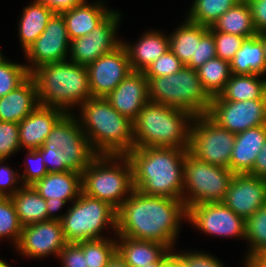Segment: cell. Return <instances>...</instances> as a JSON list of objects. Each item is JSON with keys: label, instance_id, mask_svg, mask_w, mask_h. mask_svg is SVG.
<instances>
[{"label": "cell", "instance_id": "obj_1", "mask_svg": "<svg viewBox=\"0 0 266 267\" xmlns=\"http://www.w3.org/2000/svg\"><path fill=\"white\" fill-rule=\"evenodd\" d=\"M185 217L188 209L182 200L148 196L134 189L117 209L116 235L159 242L172 250Z\"/></svg>", "mask_w": 266, "mask_h": 267}, {"label": "cell", "instance_id": "obj_2", "mask_svg": "<svg viewBox=\"0 0 266 267\" xmlns=\"http://www.w3.org/2000/svg\"><path fill=\"white\" fill-rule=\"evenodd\" d=\"M189 149L134 147L126 156L132 166L133 187L148 196L182 200L184 163Z\"/></svg>", "mask_w": 266, "mask_h": 267}, {"label": "cell", "instance_id": "obj_3", "mask_svg": "<svg viewBox=\"0 0 266 267\" xmlns=\"http://www.w3.org/2000/svg\"><path fill=\"white\" fill-rule=\"evenodd\" d=\"M80 107V125L97 155H126L134 148L133 122L105 98L92 97Z\"/></svg>", "mask_w": 266, "mask_h": 267}, {"label": "cell", "instance_id": "obj_4", "mask_svg": "<svg viewBox=\"0 0 266 267\" xmlns=\"http://www.w3.org/2000/svg\"><path fill=\"white\" fill-rule=\"evenodd\" d=\"M36 81L40 105L59 108L65 113L76 104L92 98L87 68L75 62L44 64L30 74Z\"/></svg>", "mask_w": 266, "mask_h": 267}, {"label": "cell", "instance_id": "obj_5", "mask_svg": "<svg viewBox=\"0 0 266 267\" xmlns=\"http://www.w3.org/2000/svg\"><path fill=\"white\" fill-rule=\"evenodd\" d=\"M193 118L184 110L149 101L133 122L134 147L189 149Z\"/></svg>", "mask_w": 266, "mask_h": 267}, {"label": "cell", "instance_id": "obj_6", "mask_svg": "<svg viewBox=\"0 0 266 267\" xmlns=\"http://www.w3.org/2000/svg\"><path fill=\"white\" fill-rule=\"evenodd\" d=\"M48 172L74 171L82 174L97 156L79 119L65 113L52 127L44 144L37 149Z\"/></svg>", "mask_w": 266, "mask_h": 267}, {"label": "cell", "instance_id": "obj_7", "mask_svg": "<svg viewBox=\"0 0 266 267\" xmlns=\"http://www.w3.org/2000/svg\"><path fill=\"white\" fill-rule=\"evenodd\" d=\"M133 190L132 166L126 155H97L82 173V192L116 210Z\"/></svg>", "mask_w": 266, "mask_h": 267}, {"label": "cell", "instance_id": "obj_8", "mask_svg": "<svg viewBox=\"0 0 266 267\" xmlns=\"http://www.w3.org/2000/svg\"><path fill=\"white\" fill-rule=\"evenodd\" d=\"M146 78L150 102L184 110L194 117L209 111L212 98L203 88L196 70L183 65L175 74Z\"/></svg>", "mask_w": 266, "mask_h": 267}, {"label": "cell", "instance_id": "obj_9", "mask_svg": "<svg viewBox=\"0 0 266 267\" xmlns=\"http://www.w3.org/2000/svg\"><path fill=\"white\" fill-rule=\"evenodd\" d=\"M73 202V206L68 208L67 214H63L60 220L68 243L102 239L101 231L107 225L116 231L117 210L108 202L83 192Z\"/></svg>", "mask_w": 266, "mask_h": 267}, {"label": "cell", "instance_id": "obj_10", "mask_svg": "<svg viewBox=\"0 0 266 267\" xmlns=\"http://www.w3.org/2000/svg\"><path fill=\"white\" fill-rule=\"evenodd\" d=\"M183 175L182 201L188 209L196 204L223 202L235 174L229 168L201 161L188 151ZM185 190L190 192L188 196Z\"/></svg>", "mask_w": 266, "mask_h": 267}, {"label": "cell", "instance_id": "obj_11", "mask_svg": "<svg viewBox=\"0 0 266 267\" xmlns=\"http://www.w3.org/2000/svg\"><path fill=\"white\" fill-rule=\"evenodd\" d=\"M189 152L197 159L229 168L236 134L219 126L207 114L193 118Z\"/></svg>", "mask_w": 266, "mask_h": 267}, {"label": "cell", "instance_id": "obj_12", "mask_svg": "<svg viewBox=\"0 0 266 267\" xmlns=\"http://www.w3.org/2000/svg\"><path fill=\"white\" fill-rule=\"evenodd\" d=\"M207 115L219 126L238 134L266 124V99L230 101L213 97Z\"/></svg>", "mask_w": 266, "mask_h": 267}, {"label": "cell", "instance_id": "obj_13", "mask_svg": "<svg viewBox=\"0 0 266 267\" xmlns=\"http://www.w3.org/2000/svg\"><path fill=\"white\" fill-rule=\"evenodd\" d=\"M70 42L66 22L62 14H54L43 33L25 51L32 66L26 65L31 74L38 67L54 62L67 60Z\"/></svg>", "mask_w": 266, "mask_h": 267}, {"label": "cell", "instance_id": "obj_14", "mask_svg": "<svg viewBox=\"0 0 266 267\" xmlns=\"http://www.w3.org/2000/svg\"><path fill=\"white\" fill-rule=\"evenodd\" d=\"M197 229L217 236L239 237L245 239L246 220L235 214L223 202L192 205L188 217Z\"/></svg>", "mask_w": 266, "mask_h": 267}, {"label": "cell", "instance_id": "obj_15", "mask_svg": "<svg viewBox=\"0 0 266 267\" xmlns=\"http://www.w3.org/2000/svg\"><path fill=\"white\" fill-rule=\"evenodd\" d=\"M119 12H112L100 25L86 36L71 40L70 61L87 66L100 56L116 49L122 41L116 39Z\"/></svg>", "mask_w": 266, "mask_h": 267}, {"label": "cell", "instance_id": "obj_16", "mask_svg": "<svg viewBox=\"0 0 266 267\" xmlns=\"http://www.w3.org/2000/svg\"><path fill=\"white\" fill-rule=\"evenodd\" d=\"M86 68L92 96L103 98L132 71L127 51L122 43L112 52L100 56L87 65Z\"/></svg>", "mask_w": 266, "mask_h": 267}, {"label": "cell", "instance_id": "obj_17", "mask_svg": "<svg viewBox=\"0 0 266 267\" xmlns=\"http://www.w3.org/2000/svg\"><path fill=\"white\" fill-rule=\"evenodd\" d=\"M68 242L60 220H47L23 226L18 251L28 257H43L52 253L58 257Z\"/></svg>", "mask_w": 266, "mask_h": 267}, {"label": "cell", "instance_id": "obj_18", "mask_svg": "<svg viewBox=\"0 0 266 267\" xmlns=\"http://www.w3.org/2000/svg\"><path fill=\"white\" fill-rule=\"evenodd\" d=\"M223 203L245 220L266 204V180L250 174H235Z\"/></svg>", "mask_w": 266, "mask_h": 267}, {"label": "cell", "instance_id": "obj_19", "mask_svg": "<svg viewBox=\"0 0 266 267\" xmlns=\"http://www.w3.org/2000/svg\"><path fill=\"white\" fill-rule=\"evenodd\" d=\"M105 99L121 115L134 122L149 102L148 80L144 72L131 71Z\"/></svg>", "mask_w": 266, "mask_h": 267}, {"label": "cell", "instance_id": "obj_20", "mask_svg": "<svg viewBox=\"0 0 266 267\" xmlns=\"http://www.w3.org/2000/svg\"><path fill=\"white\" fill-rule=\"evenodd\" d=\"M65 114L59 108L38 105L19 123L20 148L27 150L40 148L55 123Z\"/></svg>", "mask_w": 266, "mask_h": 267}, {"label": "cell", "instance_id": "obj_21", "mask_svg": "<svg viewBox=\"0 0 266 267\" xmlns=\"http://www.w3.org/2000/svg\"><path fill=\"white\" fill-rule=\"evenodd\" d=\"M38 105L36 81L30 75L15 90L0 97V121L20 123Z\"/></svg>", "mask_w": 266, "mask_h": 267}, {"label": "cell", "instance_id": "obj_22", "mask_svg": "<svg viewBox=\"0 0 266 267\" xmlns=\"http://www.w3.org/2000/svg\"><path fill=\"white\" fill-rule=\"evenodd\" d=\"M266 140V124L236 134L229 169L234 174L249 173Z\"/></svg>", "mask_w": 266, "mask_h": 267}, {"label": "cell", "instance_id": "obj_23", "mask_svg": "<svg viewBox=\"0 0 266 267\" xmlns=\"http://www.w3.org/2000/svg\"><path fill=\"white\" fill-rule=\"evenodd\" d=\"M32 187L45 200L58 198L73 203L82 192V174L74 171L48 172Z\"/></svg>", "mask_w": 266, "mask_h": 267}, {"label": "cell", "instance_id": "obj_24", "mask_svg": "<svg viewBox=\"0 0 266 267\" xmlns=\"http://www.w3.org/2000/svg\"><path fill=\"white\" fill-rule=\"evenodd\" d=\"M112 12L113 10L105 9L101 1L90 5L86 0L75 8L63 12L69 39L74 40L88 35Z\"/></svg>", "mask_w": 266, "mask_h": 267}, {"label": "cell", "instance_id": "obj_25", "mask_svg": "<svg viewBox=\"0 0 266 267\" xmlns=\"http://www.w3.org/2000/svg\"><path fill=\"white\" fill-rule=\"evenodd\" d=\"M127 51L128 59L132 71L144 72L161 55L166 53L169 48V36L162 32L148 31L139 41L138 44L127 45L121 42Z\"/></svg>", "mask_w": 266, "mask_h": 267}, {"label": "cell", "instance_id": "obj_26", "mask_svg": "<svg viewBox=\"0 0 266 267\" xmlns=\"http://www.w3.org/2000/svg\"><path fill=\"white\" fill-rule=\"evenodd\" d=\"M116 252L130 267H143L161 262L171 251L166 245L155 241L136 240L119 236Z\"/></svg>", "mask_w": 266, "mask_h": 267}, {"label": "cell", "instance_id": "obj_27", "mask_svg": "<svg viewBox=\"0 0 266 267\" xmlns=\"http://www.w3.org/2000/svg\"><path fill=\"white\" fill-rule=\"evenodd\" d=\"M185 21L169 35V48L184 65L196 70L197 43L209 28L187 19Z\"/></svg>", "mask_w": 266, "mask_h": 267}, {"label": "cell", "instance_id": "obj_28", "mask_svg": "<svg viewBox=\"0 0 266 267\" xmlns=\"http://www.w3.org/2000/svg\"><path fill=\"white\" fill-rule=\"evenodd\" d=\"M230 66L234 75L261 76L266 73L263 43L257 35L244 40L230 61Z\"/></svg>", "mask_w": 266, "mask_h": 267}, {"label": "cell", "instance_id": "obj_29", "mask_svg": "<svg viewBox=\"0 0 266 267\" xmlns=\"http://www.w3.org/2000/svg\"><path fill=\"white\" fill-rule=\"evenodd\" d=\"M22 226L48 220L46 200L32 186H23L11 197Z\"/></svg>", "mask_w": 266, "mask_h": 267}, {"label": "cell", "instance_id": "obj_30", "mask_svg": "<svg viewBox=\"0 0 266 267\" xmlns=\"http://www.w3.org/2000/svg\"><path fill=\"white\" fill-rule=\"evenodd\" d=\"M260 75H231L223 91L216 100L245 101L266 99V79Z\"/></svg>", "mask_w": 266, "mask_h": 267}, {"label": "cell", "instance_id": "obj_31", "mask_svg": "<svg viewBox=\"0 0 266 267\" xmlns=\"http://www.w3.org/2000/svg\"><path fill=\"white\" fill-rule=\"evenodd\" d=\"M55 13L35 0L31 5L24 7L19 22V38L24 52L43 33L47 23Z\"/></svg>", "mask_w": 266, "mask_h": 267}, {"label": "cell", "instance_id": "obj_32", "mask_svg": "<svg viewBox=\"0 0 266 267\" xmlns=\"http://www.w3.org/2000/svg\"><path fill=\"white\" fill-rule=\"evenodd\" d=\"M212 28L215 31L238 35L246 39L257 35L251 9L246 0H241L221 15Z\"/></svg>", "mask_w": 266, "mask_h": 267}, {"label": "cell", "instance_id": "obj_33", "mask_svg": "<svg viewBox=\"0 0 266 267\" xmlns=\"http://www.w3.org/2000/svg\"><path fill=\"white\" fill-rule=\"evenodd\" d=\"M199 80L208 95L218 96L231 78L230 62L215 57L196 69Z\"/></svg>", "mask_w": 266, "mask_h": 267}, {"label": "cell", "instance_id": "obj_34", "mask_svg": "<svg viewBox=\"0 0 266 267\" xmlns=\"http://www.w3.org/2000/svg\"><path fill=\"white\" fill-rule=\"evenodd\" d=\"M241 0H194L187 20L212 27L218 18Z\"/></svg>", "mask_w": 266, "mask_h": 267}, {"label": "cell", "instance_id": "obj_35", "mask_svg": "<svg viewBox=\"0 0 266 267\" xmlns=\"http://www.w3.org/2000/svg\"><path fill=\"white\" fill-rule=\"evenodd\" d=\"M245 225V239L251 244L245 258L244 264H247L259 251L266 248V204L247 218Z\"/></svg>", "mask_w": 266, "mask_h": 267}, {"label": "cell", "instance_id": "obj_36", "mask_svg": "<svg viewBox=\"0 0 266 267\" xmlns=\"http://www.w3.org/2000/svg\"><path fill=\"white\" fill-rule=\"evenodd\" d=\"M116 241L102 238L80 241L77 244L83 249L87 267H106L116 253Z\"/></svg>", "mask_w": 266, "mask_h": 267}, {"label": "cell", "instance_id": "obj_37", "mask_svg": "<svg viewBox=\"0 0 266 267\" xmlns=\"http://www.w3.org/2000/svg\"><path fill=\"white\" fill-rule=\"evenodd\" d=\"M29 76L26 65L8 62L0 52V97L15 90Z\"/></svg>", "mask_w": 266, "mask_h": 267}, {"label": "cell", "instance_id": "obj_38", "mask_svg": "<svg viewBox=\"0 0 266 267\" xmlns=\"http://www.w3.org/2000/svg\"><path fill=\"white\" fill-rule=\"evenodd\" d=\"M21 225L10 197H0V238L10 237L16 246L19 242Z\"/></svg>", "mask_w": 266, "mask_h": 267}, {"label": "cell", "instance_id": "obj_39", "mask_svg": "<svg viewBox=\"0 0 266 267\" xmlns=\"http://www.w3.org/2000/svg\"><path fill=\"white\" fill-rule=\"evenodd\" d=\"M209 31L214 37L216 57L229 62L233 59L236 52L241 48L242 43L246 39L245 37L238 35L215 31L212 27H209Z\"/></svg>", "mask_w": 266, "mask_h": 267}, {"label": "cell", "instance_id": "obj_40", "mask_svg": "<svg viewBox=\"0 0 266 267\" xmlns=\"http://www.w3.org/2000/svg\"><path fill=\"white\" fill-rule=\"evenodd\" d=\"M19 149V123L0 121V160H6Z\"/></svg>", "mask_w": 266, "mask_h": 267}, {"label": "cell", "instance_id": "obj_41", "mask_svg": "<svg viewBox=\"0 0 266 267\" xmlns=\"http://www.w3.org/2000/svg\"><path fill=\"white\" fill-rule=\"evenodd\" d=\"M183 63L179 58L169 49L166 53L161 55L144 71L145 77H160L175 74L182 67Z\"/></svg>", "mask_w": 266, "mask_h": 267}, {"label": "cell", "instance_id": "obj_42", "mask_svg": "<svg viewBox=\"0 0 266 267\" xmlns=\"http://www.w3.org/2000/svg\"><path fill=\"white\" fill-rule=\"evenodd\" d=\"M27 157L31 162L29 163L30 165L28 164L25 167V172L21 175L20 179L24 182L23 186H32L35 182L42 179L48 173V170L44 164L42 154L37 149L28 150Z\"/></svg>", "mask_w": 266, "mask_h": 267}, {"label": "cell", "instance_id": "obj_43", "mask_svg": "<svg viewBox=\"0 0 266 267\" xmlns=\"http://www.w3.org/2000/svg\"><path fill=\"white\" fill-rule=\"evenodd\" d=\"M63 267H87L83 249L77 243H67L60 251Z\"/></svg>", "mask_w": 266, "mask_h": 267}, {"label": "cell", "instance_id": "obj_44", "mask_svg": "<svg viewBox=\"0 0 266 267\" xmlns=\"http://www.w3.org/2000/svg\"><path fill=\"white\" fill-rule=\"evenodd\" d=\"M216 57V48L213 34L208 30L197 43L196 69L205 62Z\"/></svg>", "mask_w": 266, "mask_h": 267}, {"label": "cell", "instance_id": "obj_45", "mask_svg": "<svg viewBox=\"0 0 266 267\" xmlns=\"http://www.w3.org/2000/svg\"><path fill=\"white\" fill-rule=\"evenodd\" d=\"M4 160H0V165ZM19 176L12 169L7 166H0V197H11L21 187H13V184H17ZM9 189V191H7Z\"/></svg>", "mask_w": 266, "mask_h": 267}, {"label": "cell", "instance_id": "obj_46", "mask_svg": "<svg viewBox=\"0 0 266 267\" xmlns=\"http://www.w3.org/2000/svg\"><path fill=\"white\" fill-rule=\"evenodd\" d=\"M178 254L188 263V267H224L218 259L209 253L179 252Z\"/></svg>", "mask_w": 266, "mask_h": 267}, {"label": "cell", "instance_id": "obj_47", "mask_svg": "<svg viewBox=\"0 0 266 267\" xmlns=\"http://www.w3.org/2000/svg\"><path fill=\"white\" fill-rule=\"evenodd\" d=\"M250 6L257 34L266 32V0H246Z\"/></svg>", "mask_w": 266, "mask_h": 267}, {"label": "cell", "instance_id": "obj_48", "mask_svg": "<svg viewBox=\"0 0 266 267\" xmlns=\"http://www.w3.org/2000/svg\"><path fill=\"white\" fill-rule=\"evenodd\" d=\"M48 7L55 14H62L63 12L69 11L76 6L82 4L85 0H35Z\"/></svg>", "mask_w": 266, "mask_h": 267}, {"label": "cell", "instance_id": "obj_49", "mask_svg": "<svg viewBox=\"0 0 266 267\" xmlns=\"http://www.w3.org/2000/svg\"><path fill=\"white\" fill-rule=\"evenodd\" d=\"M248 174L266 180V140L255 159L252 170Z\"/></svg>", "mask_w": 266, "mask_h": 267}, {"label": "cell", "instance_id": "obj_50", "mask_svg": "<svg viewBox=\"0 0 266 267\" xmlns=\"http://www.w3.org/2000/svg\"><path fill=\"white\" fill-rule=\"evenodd\" d=\"M161 267H188V263L178 253L170 251L161 261Z\"/></svg>", "mask_w": 266, "mask_h": 267}, {"label": "cell", "instance_id": "obj_51", "mask_svg": "<svg viewBox=\"0 0 266 267\" xmlns=\"http://www.w3.org/2000/svg\"><path fill=\"white\" fill-rule=\"evenodd\" d=\"M67 202L62 199H48L46 200L47 212H48V220H61L62 216L54 215L52 212L58 211L63 207Z\"/></svg>", "mask_w": 266, "mask_h": 267}, {"label": "cell", "instance_id": "obj_52", "mask_svg": "<svg viewBox=\"0 0 266 267\" xmlns=\"http://www.w3.org/2000/svg\"><path fill=\"white\" fill-rule=\"evenodd\" d=\"M245 266L266 267V248L259 251Z\"/></svg>", "mask_w": 266, "mask_h": 267}, {"label": "cell", "instance_id": "obj_53", "mask_svg": "<svg viewBox=\"0 0 266 267\" xmlns=\"http://www.w3.org/2000/svg\"><path fill=\"white\" fill-rule=\"evenodd\" d=\"M106 267H130L116 252Z\"/></svg>", "mask_w": 266, "mask_h": 267}, {"label": "cell", "instance_id": "obj_54", "mask_svg": "<svg viewBox=\"0 0 266 267\" xmlns=\"http://www.w3.org/2000/svg\"><path fill=\"white\" fill-rule=\"evenodd\" d=\"M257 36L260 38V40L263 43V50H264V59H265V65H266V32L259 33Z\"/></svg>", "mask_w": 266, "mask_h": 267}, {"label": "cell", "instance_id": "obj_55", "mask_svg": "<svg viewBox=\"0 0 266 267\" xmlns=\"http://www.w3.org/2000/svg\"><path fill=\"white\" fill-rule=\"evenodd\" d=\"M143 267H161V262H155L152 264H147V266H143Z\"/></svg>", "mask_w": 266, "mask_h": 267}, {"label": "cell", "instance_id": "obj_56", "mask_svg": "<svg viewBox=\"0 0 266 267\" xmlns=\"http://www.w3.org/2000/svg\"><path fill=\"white\" fill-rule=\"evenodd\" d=\"M0 267H11L7 264V262L5 263V261H3L2 259H0Z\"/></svg>", "mask_w": 266, "mask_h": 267}]
</instances>
